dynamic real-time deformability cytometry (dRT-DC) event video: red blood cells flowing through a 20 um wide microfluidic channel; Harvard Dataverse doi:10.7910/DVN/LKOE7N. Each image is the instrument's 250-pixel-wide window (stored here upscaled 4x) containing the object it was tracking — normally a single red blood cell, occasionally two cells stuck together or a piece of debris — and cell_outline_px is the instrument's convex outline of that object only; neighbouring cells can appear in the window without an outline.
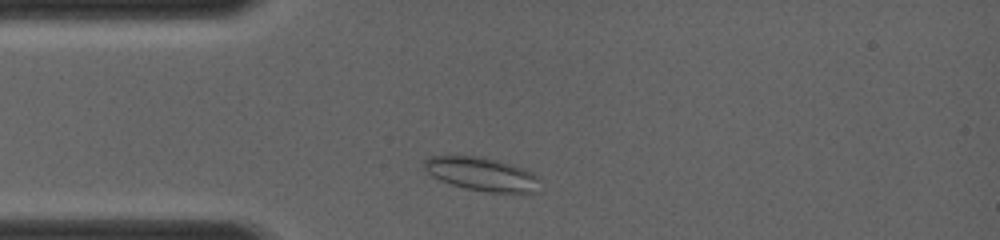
{"species": "common noctule bat (a hibernating species)", "species_latin": "Nyctalus noctula", "temperature_condition": "room temperature", "stored_images_in_passage": 38, "camera_frame_rate_fps": 4000, "um_per_image_px": 0.085, "animal": {"sex": "female", "body_mass_g": 19.0, "forearm_length_mm": 56.7}, "frame": {"image": 1, "passage_image": 4, "time_ms": 0.75, "image_size_px": [1000, 240], "cell_outline_px": [[540, 180], [536, 192], [484, 192], [464, 188], [440, 180], [432, 176], [424, 168], [424, 160], [428, 156], [484, 156], [512, 164], [524, 168], [532, 172]], "centroid_in_image_um": [40.94, 14.78], "position_along_channel_um": 44.1, "area_um2": 22.66}}
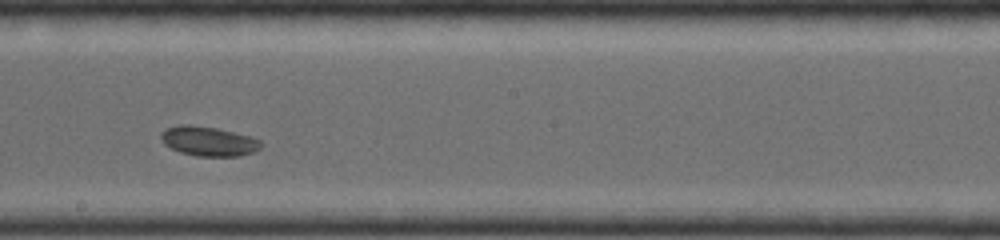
{"frame": {"image": 2, "passage_image": 21, "time_ms": 5.0, "image_size_px": [1000, 240], "cell_outline_px": [[264, 144], [256, 152], [240, 156], [196, 156], [180, 152], [164, 144], [160, 140], [160, 132], [164, 128], [180, 124], [188, 124], [216, 128], [252, 136], [260, 140]], "centroid_in_image_um": [17.73, 12.0], "position_along_channel_um": 230.5, "area_um2": 17.57}}
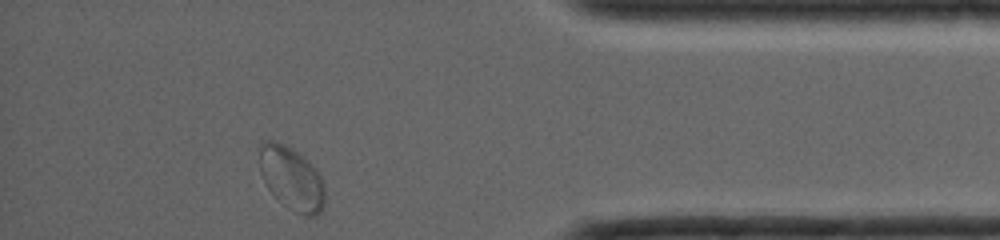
{"frame": {"image": 3, "passage_image": 38, "time_ms": 9.25, "image_size_px": [1000, 240], "cell_outline_px": [[324, 204], [320, 212], [316, 216], [304, 216], [288, 208], [268, 188], [260, 172], [260, 140], [276, 140], [292, 148], [304, 156], [316, 168], [324, 184]], "centroid_in_image_um": [24.79, 15.13], "position_along_channel_um": 410.4, "area_um2": 24.22}}